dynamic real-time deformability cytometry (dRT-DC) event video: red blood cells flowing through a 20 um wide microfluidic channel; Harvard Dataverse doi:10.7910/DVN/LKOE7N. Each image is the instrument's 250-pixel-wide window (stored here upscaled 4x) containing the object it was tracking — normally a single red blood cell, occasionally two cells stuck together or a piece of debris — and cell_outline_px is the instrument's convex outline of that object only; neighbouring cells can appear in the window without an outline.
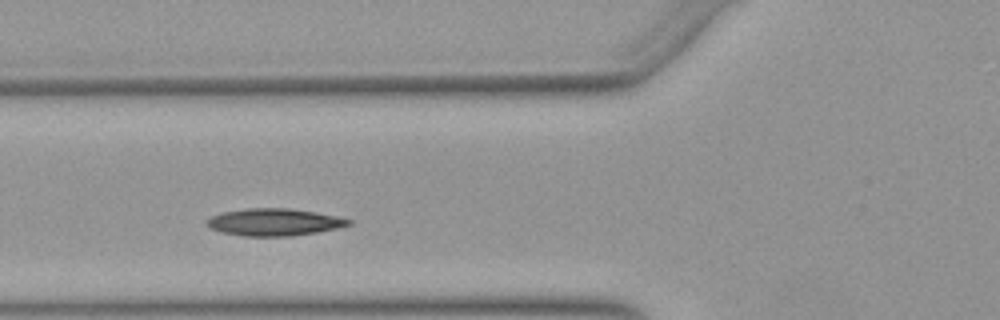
{"species": "Egyptian fruit bat (a non-hibernating species)", "species_latin": "Rousettus aegyptiacus", "temperature_condition": "warm", "stored_images_in_passage": 32, "camera_frame_rate_fps": 3000, "um_per_image_px": 0.085, "animal": {"sex": "female"}, "frame": {"image": 1, "passage_image": 9, "time_ms": 2.667, "image_size_px": [1000, 320], "cell_outline_px": [[352, 224], [320, 232], [292, 236], [244, 236], [220, 232], [208, 228], [204, 220], [220, 212], [248, 208], [288, 208], [316, 212], [336, 216], [352, 220]], "centroid_in_image_um": [23.26, 18.88], "position_along_channel_um": 102.5, "area_um2": 22.72}}
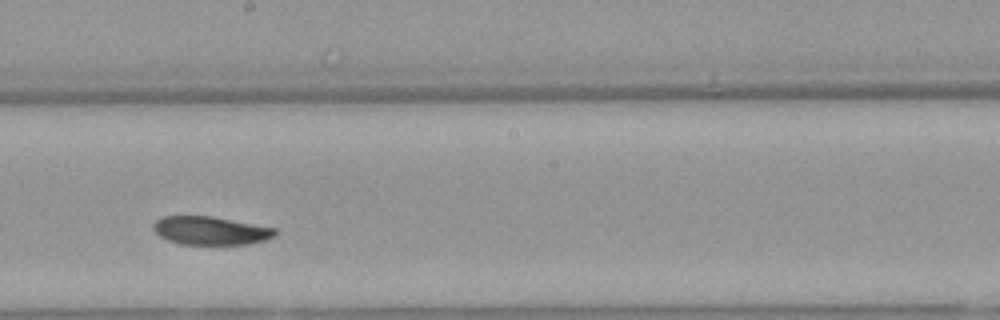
{"frame": {"image": 2, "passage_image": 19, "time_ms": 6.0, "image_size_px": [1000, 320], "cell_outline_px": [[276, 236], [264, 240], [248, 244], [180, 244], [168, 240], [160, 236], [152, 228], [152, 224], [160, 216], [212, 216], [276, 228]], "centroid_in_image_um": [17.88, 19.59], "position_along_channel_um": 230.3, "area_um2": 20.11}}
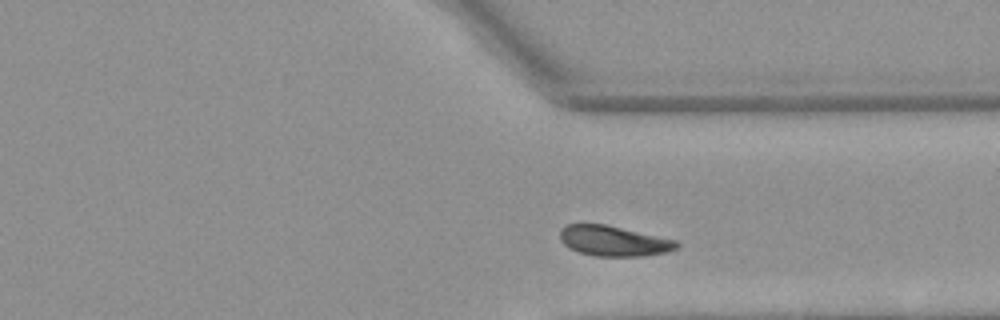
{"frame": {"image": 3, "passage_image": 29, "time_ms": 9.333, "image_size_px": [1000, 320], "cell_outline_px": [[680, 248], [668, 252], [644, 256], [596, 256], [580, 252], [568, 248], [560, 240], [560, 228], [568, 224], [604, 224], [676, 240], [680, 244]], "centroid_in_image_um": [52.17, 20.49], "position_along_channel_um": 359.2, "area_um2": 20.63}, "authors_computed_cell_mechanics": {"area_um2": 21.4149, "velocity_mm_per_s": 3.858, "shape_relaxation_time_tau1_ms": 5.1488, "shape_relaxation_time_tau2_ms": 5.8414, "deformation_change_tau1": 0.1256, "deformation_change_tau2": 0.0869}}